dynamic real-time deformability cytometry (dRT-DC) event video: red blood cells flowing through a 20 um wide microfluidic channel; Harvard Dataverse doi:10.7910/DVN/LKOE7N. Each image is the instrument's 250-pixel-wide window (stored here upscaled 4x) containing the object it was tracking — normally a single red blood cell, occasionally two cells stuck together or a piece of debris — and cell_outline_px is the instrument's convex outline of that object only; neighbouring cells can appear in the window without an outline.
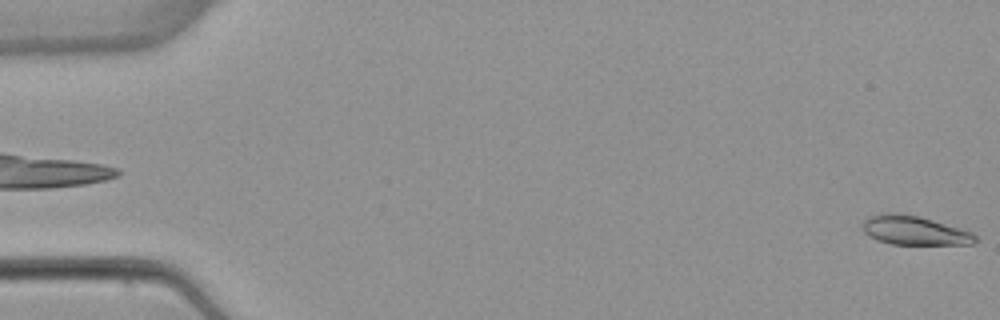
{"species": "common noctule bat (a hibernating species)", "species_latin": "Nyctalus noctula", "temperature_condition": "warm", "stored_images_in_passage": 3, "camera_frame_rate_fps": 3000, "um_per_image_px": 0.085, "animal": {"sex": "female", "body_mass_g": 22.7, "forearm_length_mm": 54.2}, "frame": {"image": 1, "passage_image": 3, "time_ms": 4.0, "image_size_px": [1000, 320], "cell_outline_px": [[976, 240], [972, 244], [892, 244], [880, 240], [864, 232], [864, 220], [868, 216], [884, 212], [888, 212], [916, 216], [932, 220], [960, 228], [972, 232], [976, 236]], "centroid_in_image_um": [77.73, 19.58], "position_along_channel_um": 7.3, "area_um2": 18.61}}